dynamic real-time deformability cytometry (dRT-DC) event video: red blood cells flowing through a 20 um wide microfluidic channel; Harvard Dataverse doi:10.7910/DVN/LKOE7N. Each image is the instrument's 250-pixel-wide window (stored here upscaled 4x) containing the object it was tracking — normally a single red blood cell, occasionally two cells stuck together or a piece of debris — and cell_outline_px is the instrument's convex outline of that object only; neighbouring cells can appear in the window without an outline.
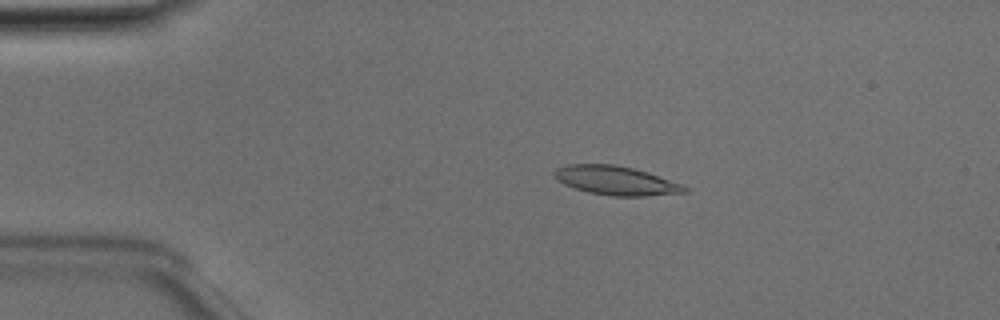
{"species": "Egyptian fruit bat (a non-hibernating species)", "species_latin": "Rousettus aegyptiacus", "temperature_condition": "room temperature", "stored_images_in_passage": 51, "camera_frame_rate_fps": 3000, "um_per_image_px": 0.085, "animal": {"sex": "male"}, "frame": {"image": 1, "passage_image": 10, "time_ms": 3.0, "image_size_px": [1000, 320], "cell_outline_px": [[688, 192], [644, 196], [612, 196], [588, 192], [564, 184], [556, 180], [552, 176], [552, 172], [556, 168], [568, 164], [612, 164], [632, 168], [684, 184], [688, 188]], "centroid_in_image_um": [52.32, 15.35], "position_along_channel_um": 32.7, "area_um2": 21.96}}
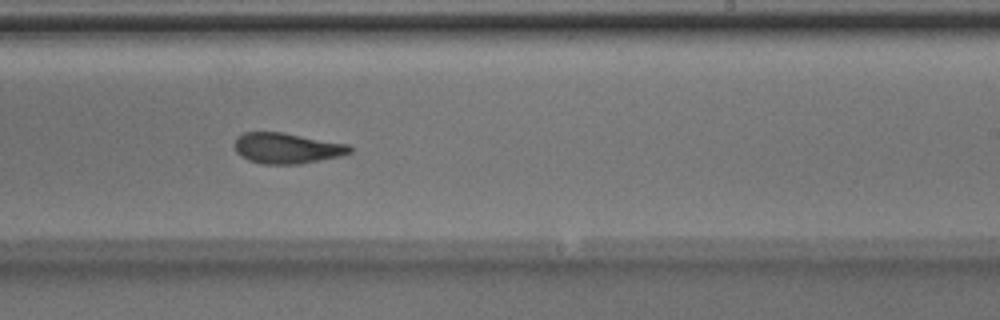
{"frame": {"image": 2, "passage_image": 31, "time_ms": 10.0, "image_size_px": [1000, 320], "cell_outline_px": [[352, 152], [340, 156], [300, 164], [264, 164], [248, 160], [240, 156], [236, 152], [236, 136], [244, 132], [280, 132], [348, 144], [352, 148]], "centroid_in_image_um": [24.37, 12.6], "position_along_channel_um": 264.6, "area_um2": 20.46}}
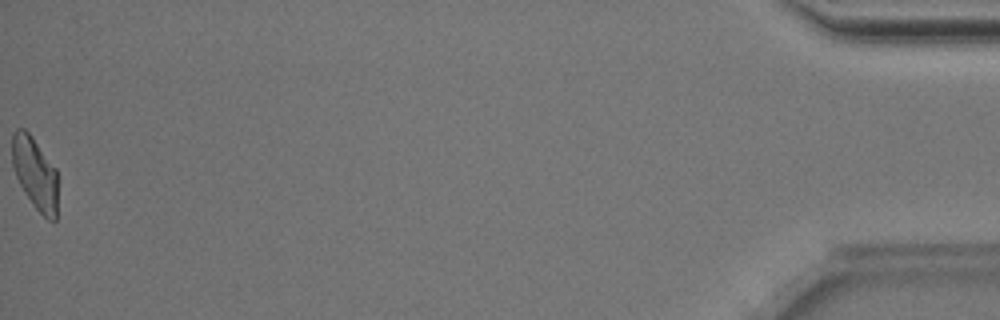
{"frame": {"image": 3, "passage_image": 51, "time_ms": 16.667, "image_size_px": [1000, 320], "cell_outline_px": [[56, 220], [48, 220], [32, 204], [24, 192], [16, 176], [12, 164], [12, 132], [16, 128], [24, 128], [32, 136], [56, 168]], "centroid_in_image_um": [2.95, 14.69], "position_along_channel_um": 432.3, "area_um2": 19.07}, "authors_computed_cell_mechanics": {"area_um2": 21.097, "velocity_mm_per_s": 4.0013, "shape_relaxation_time_tau1_ms": 8.3483, "shape_relaxation_time_tau2_ms": 2.7019, "deformation_change_tau1": 0.219, "deformation_change_tau2": 0.1048}}